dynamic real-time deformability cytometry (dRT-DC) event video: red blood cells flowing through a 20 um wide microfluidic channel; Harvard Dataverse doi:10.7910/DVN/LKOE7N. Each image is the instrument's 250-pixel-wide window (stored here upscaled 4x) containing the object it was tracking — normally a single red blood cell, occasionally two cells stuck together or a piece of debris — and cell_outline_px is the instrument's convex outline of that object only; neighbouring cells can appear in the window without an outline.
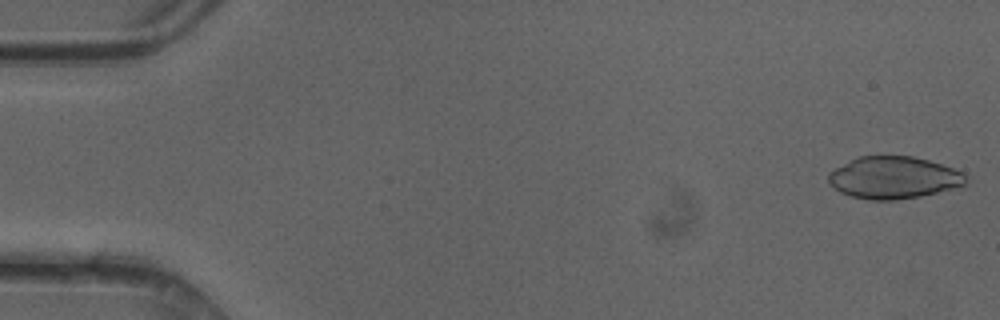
{"species": "common noctule bat (a hibernating species)", "species_latin": "Nyctalus noctula", "temperature_condition": "cold", "stored_images_in_passage": 11, "camera_frame_rate_fps": 3000, "um_per_image_px": 0.085, "animal": {"sex": "female"}, "frame": {"image": 1, "passage_image": 1, "time_ms": 0.0, "image_size_px": [1000, 320], "cell_outline_px": [[968, 184], [920, 196], [896, 200], [872, 200], [852, 196], [840, 192], [828, 184], [828, 172], [860, 156], [912, 156], [928, 160], [964, 172]], "centroid_in_image_um": [75.95, 15.1], "position_along_channel_um": 9.0, "area_um2": 33.52}}